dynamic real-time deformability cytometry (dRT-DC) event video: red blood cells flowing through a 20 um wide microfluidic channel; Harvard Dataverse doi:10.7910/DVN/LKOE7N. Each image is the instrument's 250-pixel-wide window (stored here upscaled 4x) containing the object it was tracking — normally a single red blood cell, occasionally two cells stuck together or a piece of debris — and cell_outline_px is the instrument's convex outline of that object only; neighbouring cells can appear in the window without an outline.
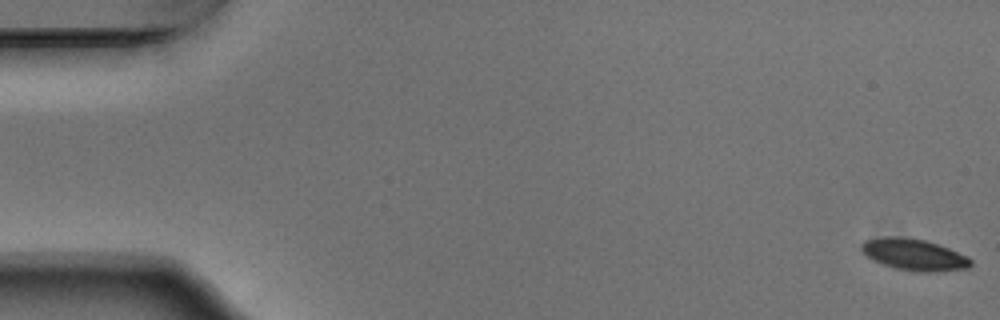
{"species": "Egyptian fruit bat (a non-hibernating species)", "species_latin": "Rousettus aegyptiacus", "temperature_condition": "warm", "stored_images_in_passage": 54, "camera_frame_rate_fps": 3000, "um_per_image_px": 0.085, "animal": {"sex": "male"}, "frame": {"image": 1, "passage_image": 1, "time_ms": 0.0, "image_size_px": [1000, 320], "cell_outline_px": [[972, 264], [968, 268], [936, 272], [920, 272], [896, 268], [872, 260], [860, 248], [860, 244], [864, 240], [880, 236], [896, 236], [924, 240], [948, 248], [968, 256], [972, 260]], "centroid_in_image_um": [77.68, 21.64], "position_along_channel_um": 7.3, "area_um2": 20.06}}
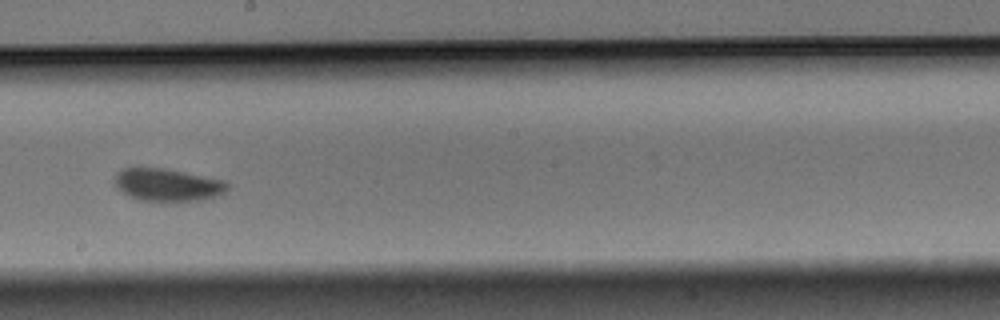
{"frame": {"image": 2, "passage_image": 31, "time_ms": 10.0, "image_size_px": [1000, 320], "cell_outline_px": [[228, 188], [224, 192], [216, 196], [200, 200], [172, 204], [140, 200], [128, 196], [116, 188], [112, 176], [120, 168], [136, 164], [140, 164], [164, 168], [224, 180], [228, 184]], "centroid_in_image_um": [14.11, 15.7], "position_along_channel_um": 234.1, "area_um2": 22.89}}
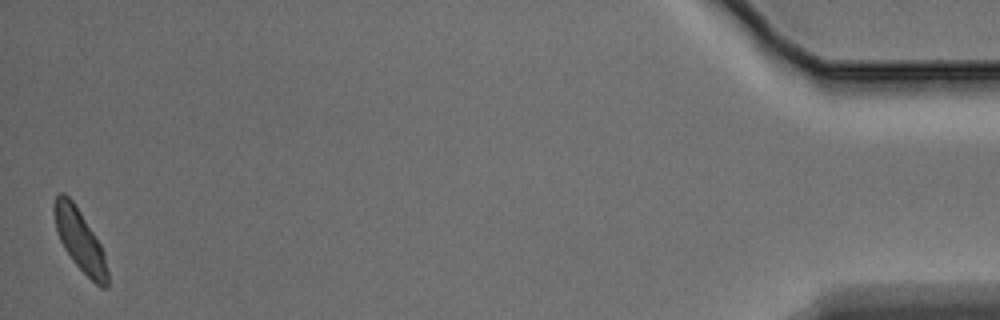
{"frame": {"image": 3, "passage_image": 54, "time_ms": 17.667, "image_size_px": [1000, 320], "cell_outline_px": [[108, 288], [100, 288], [72, 260], [64, 248], [60, 240], [56, 228], [52, 208], [56, 196], [60, 192], [64, 192], [72, 200], [80, 212], [100, 244], [104, 252], [108, 272]], "centroid_in_image_um": [6.78, 20.42], "position_along_channel_um": 428.4, "area_um2": 18.96}, "authors_computed_cell_mechanics": {"area_um2": 20.5479, "velocity_mm_per_s": 3.7294, "shape_relaxation_time_tau1_ms": 1.8873, "shape_relaxation_time_tau2_ms": 4.5197, "deformation_change_tau1": 0.1004, "deformation_change_tau2": 0.0882}}